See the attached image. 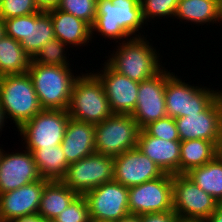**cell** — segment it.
<instances>
[{"label": "cell", "mask_w": 222, "mask_h": 222, "mask_svg": "<svg viewBox=\"0 0 222 222\" xmlns=\"http://www.w3.org/2000/svg\"><path fill=\"white\" fill-rule=\"evenodd\" d=\"M144 25L147 26L142 17L139 0H97L91 35L92 39L98 34L117 44L132 37L145 36V31L144 35L140 32L145 29Z\"/></svg>", "instance_id": "1"}, {"label": "cell", "mask_w": 222, "mask_h": 222, "mask_svg": "<svg viewBox=\"0 0 222 222\" xmlns=\"http://www.w3.org/2000/svg\"><path fill=\"white\" fill-rule=\"evenodd\" d=\"M147 36L132 37L116 44L113 46L114 50L108 52V57L105 56L108 58L105 62L117 73L131 80L142 82L152 78L165 67L166 62L162 64L161 53L159 50L157 52Z\"/></svg>", "instance_id": "2"}, {"label": "cell", "mask_w": 222, "mask_h": 222, "mask_svg": "<svg viewBox=\"0 0 222 222\" xmlns=\"http://www.w3.org/2000/svg\"><path fill=\"white\" fill-rule=\"evenodd\" d=\"M27 73L42 109L67 111L73 84L79 76L74 75L71 66L43 65L32 60Z\"/></svg>", "instance_id": "3"}, {"label": "cell", "mask_w": 222, "mask_h": 222, "mask_svg": "<svg viewBox=\"0 0 222 222\" xmlns=\"http://www.w3.org/2000/svg\"><path fill=\"white\" fill-rule=\"evenodd\" d=\"M85 71L79 74L73 84L67 112L78 121L101 123L113 113L101 80L94 70Z\"/></svg>", "instance_id": "4"}, {"label": "cell", "mask_w": 222, "mask_h": 222, "mask_svg": "<svg viewBox=\"0 0 222 222\" xmlns=\"http://www.w3.org/2000/svg\"><path fill=\"white\" fill-rule=\"evenodd\" d=\"M0 104L17 129L42 110L28 73L0 76Z\"/></svg>", "instance_id": "5"}, {"label": "cell", "mask_w": 222, "mask_h": 222, "mask_svg": "<svg viewBox=\"0 0 222 222\" xmlns=\"http://www.w3.org/2000/svg\"><path fill=\"white\" fill-rule=\"evenodd\" d=\"M166 69L165 103L167 116L180 118L189 114L204 111L221 93L222 90L207 86H196L185 82L181 76ZM193 85V86H192Z\"/></svg>", "instance_id": "6"}, {"label": "cell", "mask_w": 222, "mask_h": 222, "mask_svg": "<svg viewBox=\"0 0 222 222\" xmlns=\"http://www.w3.org/2000/svg\"><path fill=\"white\" fill-rule=\"evenodd\" d=\"M141 128L130 114H112L95 124V152L117 157L137 147Z\"/></svg>", "instance_id": "7"}, {"label": "cell", "mask_w": 222, "mask_h": 222, "mask_svg": "<svg viewBox=\"0 0 222 222\" xmlns=\"http://www.w3.org/2000/svg\"><path fill=\"white\" fill-rule=\"evenodd\" d=\"M69 118L66 110L42 109L16 130L24 140L22 146L48 148L61 145Z\"/></svg>", "instance_id": "8"}, {"label": "cell", "mask_w": 222, "mask_h": 222, "mask_svg": "<svg viewBox=\"0 0 222 222\" xmlns=\"http://www.w3.org/2000/svg\"><path fill=\"white\" fill-rule=\"evenodd\" d=\"M173 210L181 221H205L219 202L186 174L172 175Z\"/></svg>", "instance_id": "9"}, {"label": "cell", "mask_w": 222, "mask_h": 222, "mask_svg": "<svg viewBox=\"0 0 222 222\" xmlns=\"http://www.w3.org/2000/svg\"><path fill=\"white\" fill-rule=\"evenodd\" d=\"M6 36L21 43L24 51L31 57L41 47L55 38L50 14L39 11L34 14L4 19Z\"/></svg>", "instance_id": "10"}, {"label": "cell", "mask_w": 222, "mask_h": 222, "mask_svg": "<svg viewBox=\"0 0 222 222\" xmlns=\"http://www.w3.org/2000/svg\"><path fill=\"white\" fill-rule=\"evenodd\" d=\"M114 179V158L97 152L70 163L61 180L78 195Z\"/></svg>", "instance_id": "11"}, {"label": "cell", "mask_w": 222, "mask_h": 222, "mask_svg": "<svg viewBox=\"0 0 222 222\" xmlns=\"http://www.w3.org/2000/svg\"><path fill=\"white\" fill-rule=\"evenodd\" d=\"M129 213L142 215L173 210L172 174L129 187Z\"/></svg>", "instance_id": "12"}, {"label": "cell", "mask_w": 222, "mask_h": 222, "mask_svg": "<svg viewBox=\"0 0 222 222\" xmlns=\"http://www.w3.org/2000/svg\"><path fill=\"white\" fill-rule=\"evenodd\" d=\"M128 191L112 180L85 193L90 220L117 222L129 215Z\"/></svg>", "instance_id": "13"}, {"label": "cell", "mask_w": 222, "mask_h": 222, "mask_svg": "<svg viewBox=\"0 0 222 222\" xmlns=\"http://www.w3.org/2000/svg\"><path fill=\"white\" fill-rule=\"evenodd\" d=\"M180 141L203 139L222 151V93L202 112L175 118Z\"/></svg>", "instance_id": "14"}, {"label": "cell", "mask_w": 222, "mask_h": 222, "mask_svg": "<svg viewBox=\"0 0 222 222\" xmlns=\"http://www.w3.org/2000/svg\"><path fill=\"white\" fill-rule=\"evenodd\" d=\"M166 68L152 78L139 82L136 108L131 114L143 129L149 123L167 116L165 103Z\"/></svg>", "instance_id": "15"}, {"label": "cell", "mask_w": 222, "mask_h": 222, "mask_svg": "<svg viewBox=\"0 0 222 222\" xmlns=\"http://www.w3.org/2000/svg\"><path fill=\"white\" fill-rule=\"evenodd\" d=\"M9 153L1 149L0 194L42 179L33 154L29 150Z\"/></svg>", "instance_id": "16"}, {"label": "cell", "mask_w": 222, "mask_h": 222, "mask_svg": "<svg viewBox=\"0 0 222 222\" xmlns=\"http://www.w3.org/2000/svg\"><path fill=\"white\" fill-rule=\"evenodd\" d=\"M95 74L101 80L113 114H132L138 99L139 82L113 70L106 62Z\"/></svg>", "instance_id": "17"}, {"label": "cell", "mask_w": 222, "mask_h": 222, "mask_svg": "<svg viewBox=\"0 0 222 222\" xmlns=\"http://www.w3.org/2000/svg\"><path fill=\"white\" fill-rule=\"evenodd\" d=\"M165 173L137 147L114 158V179L125 187L140 185Z\"/></svg>", "instance_id": "18"}, {"label": "cell", "mask_w": 222, "mask_h": 222, "mask_svg": "<svg viewBox=\"0 0 222 222\" xmlns=\"http://www.w3.org/2000/svg\"><path fill=\"white\" fill-rule=\"evenodd\" d=\"M48 180L40 179L0 194V222H14L38 213L41 196Z\"/></svg>", "instance_id": "19"}, {"label": "cell", "mask_w": 222, "mask_h": 222, "mask_svg": "<svg viewBox=\"0 0 222 222\" xmlns=\"http://www.w3.org/2000/svg\"><path fill=\"white\" fill-rule=\"evenodd\" d=\"M137 148L164 173L180 174L181 141L162 140L141 129Z\"/></svg>", "instance_id": "20"}, {"label": "cell", "mask_w": 222, "mask_h": 222, "mask_svg": "<svg viewBox=\"0 0 222 222\" xmlns=\"http://www.w3.org/2000/svg\"><path fill=\"white\" fill-rule=\"evenodd\" d=\"M61 146L69 164L95 153V124L70 117Z\"/></svg>", "instance_id": "21"}, {"label": "cell", "mask_w": 222, "mask_h": 222, "mask_svg": "<svg viewBox=\"0 0 222 222\" xmlns=\"http://www.w3.org/2000/svg\"><path fill=\"white\" fill-rule=\"evenodd\" d=\"M47 12L51 17L55 38L66 44L69 49L92 44L91 26L87 22L58 8Z\"/></svg>", "instance_id": "22"}, {"label": "cell", "mask_w": 222, "mask_h": 222, "mask_svg": "<svg viewBox=\"0 0 222 222\" xmlns=\"http://www.w3.org/2000/svg\"><path fill=\"white\" fill-rule=\"evenodd\" d=\"M197 26L221 25L222 0H179L174 19ZM184 21V22H183Z\"/></svg>", "instance_id": "23"}, {"label": "cell", "mask_w": 222, "mask_h": 222, "mask_svg": "<svg viewBox=\"0 0 222 222\" xmlns=\"http://www.w3.org/2000/svg\"><path fill=\"white\" fill-rule=\"evenodd\" d=\"M77 196L62 181H48L44 186L37 214L44 220H54Z\"/></svg>", "instance_id": "24"}, {"label": "cell", "mask_w": 222, "mask_h": 222, "mask_svg": "<svg viewBox=\"0 0 222 222\" xmlns=\"http://www.w3.org/2000/svg\"><path fill=\"white\" fill-rule=\"evenodd\" d=\"M34 157L42 179L48 181H61L70 165L64 155L62 146L48 148H25Z\"/></svg>", "instance_id": "25"}, {"label": "cell", "mask_w": 222, "mask_h": 222, "mask_svg": "<svg viewBox=\"0 0 222 222\" xmlns=\"http://www.w3.org/2000/svg\"><path fill=\"white\" fill-rule=\"evenodd\" d=\"M186 175L219 204H222V151L210 162L193 168Z\"/></svg>", "instance_id": "26"}, {"label": "cell", "mask_w": 222, "mask_h": 222, "mask_svg": "<svg viewBox=\"0 0 222 222\" xmlns=\"http://www.w3.org/2000/svg\"><path fill=\"white\" fill-rule=\"evenodd\" d=\"M221 150L211 141L203 139L181 142L180 174L210 162Z\"/></svg>", "instance_id": "27"}, {"label": "cell", "mask_w": 222, "mask_h": 222, "mask_svg": "<svg viewBox=\"0 0 222 222\" xmlns=\"http://www.w3.org/2000/svg\"><path fill=\"white\" fill-rule=\"evenodd\" d=\"M31 61L20 42L6 35L0 39V76L27 73Z\"/></svg>", "instance_id": "28"}, {"label": "cell", "mask_w": 222, "mask_h": 222, "mask_svg": "<svg viewBox=\"0 0 222 222\" xmlns=\"http://www.w3.org/2000/svg\"><path fill=\"white\" fill-rule=\"evenodd\" d=\"M69 47L62 43L58 38H53L46 42L40 51L32 59L37 64L51 65V66H72L68 59ZM66 49V50H65ZM68 52V55H67Z\"/></svg>", "instance_id": "29"}, {"label": "cell", "mask_w": 222, "mask_h": 222, "mask_svg": "<svg viewBox=\"0 0 222 222\" xmlns=\"http://www.w3.org/2000/svg\"><path fill=\"white\" fill-rule=\"evenodd\" d=\"M179 0H139L144 22L152 23L156 19H174ZM157 17V18H156ZM153 20V21H152Z\"/></svg>", "instance_id": "30"}, {"label": "cell", "mask_w": 222, "mask_h": 222, "mask_svg": "<svg viewBox=\"0 0 222 222\" xmlns=\"http://www.w3.org/2000/svg\"><path fill=\"white\" fill-rule=\"evenodd\" d=\"M57 8L92 26L96 17L97 0H61Z\"/></svg>", "instance_id": "31"}, {"label": "cell", "mask_w": 222, "mask_h": 222, "mask_svg": "<svg viewBox=\"0 0 222 222\" xmlns=\"http://www.w3.org/2000/svg\"><path fill=\"white\" fill-rule=\"evenodd\" d=\"M55 222H90L88 205L83 195H78L71 204L55 217Z\"/></svg>", "instance_id": "32"}, {"label": "cell", "mask_w": 222, "mask_h": 222, "mask_svg": "<svg viewBox=\"0 0 222 222\" xmlns=\"http://www.w3.org/2000/svg\"><path fill=\"white\" fill-rule=\"evenodd\" d=\"M150 136L166 141H180L175 118L166 116L143 128Z\"/></svg>", "instance_id": "33"}, {"label": "cell", "mask_w": 222, "mask_h": 222, "mask_svg": "<svg viewBox=\"0 0 222 222\" xmlns=\"http://www.w3.org/2000/svg\"><path fill=\"white\" fill-rule=\"evenodd\" d=\"M34 0H3L0 5V17L9 19L39 12Z\"/></svg>", "instance_id": "34"}, {"label": "cell", "mask_w": 222, "mask_h": 222, "mask_svg": "<svg viewBox=\"0 0 222 222\" xmlns=\"http://www.w3.org/2000/svg\"><path fill=\"white\" fill-rule=\"evenodd\" d=\"M141 222H180L178 215L174 210L160 212V213H147L140 215Z\"/></svg>", "instance_id": "35"}, {"label": "cell", "mask_w": 222, "mask_h": 222, "mask_svg": "<svg viewBox=\"0 0 222 222\" xmlns=\"http://www.w3.org/2000/svg\"><path fill=\"white\" fill-rule=\"evenodd\" d=\"M41 11H48L57 8L61 0H34Z\"/></svg>", "instance_id": "36"}, {"label": "cell", "mask_w": 222, "mask_h": 222, "mask_svg": "<svg viewBox=\"0 0 222 222\" xmlns=\"http://www.w3.org/2000/svg\"><path fill=\"white\" fill-rule=\"evenodd\" d=\"M204 222H222V204H219Z\"/></svg>", "instance_id": "37"}, {"label": "cell", "mask_w": 222, "mask_h": 222, "mask_svg": "<svg viewBox=\"0 0 222 222\" xmlns=\"http://www.w3.org/2000/svg\"><path fill=\"white\" fill-rule=\"evenodd\" d=\"M14 222H44V219L38 214L17 218Z\"/></svg>", "instance_id": "38"}, {"label": "cell", "mask_w": 222, "mask_h": 222, "mask_svg": "<svg viewBox=\"0 0 222 222\" xmlns=\"http://www.w3.org/2000/svg\"><path fill=\"white\" fill-rule=\"evenodd\" d=\"M117 222H141V221L139 215L129 214Z\"/></svg>", "instance_id": "39"}, {"label": "cell", "mask_w": 222, "mask_h": 222, "mask_svg": "<svg viewBox=\"0 0 222 222\" xmlns=\"http://www.w3.org/2000/svg\"><path fill=\"white\" fill-rule=\"evenodd\" d=\"M6 117H5V114H4V111L2 109V106L0 104V133L3 131L4 127H5V123H8L6 121ZM2 134H0V137H1Z\"/></svg>", "instance_id": "40"}, {"label": "cell", "mask_w": 222, "mask_h": 222, "mask_svg": "<svg viewBox=\"0 0 222 222\" xmlns=\"http://www.w3.org/2000/svg\"><path fill=\"white\" fill-rule=\"evenodd\" d=\"M6 35L4 20L0 17V39Z\"/></svg>", "instance_id": "41"}, {"label": "cell", "mask_w": 222, "mask_h": 222, "mask_svg": "<svg viewBox=\"0 0 222 222\" xmlns=\"http://www.w3.org/2000/svg\"><path fill=\"white\" fill-rule=\"evenodd\" d=\"M90 222H114V221H98V220H91Z\"/></svg>", "instance_id": "42"}, {"label": "cell", "mask_w": 222, "mask_h": 222, "mask_svg": "<svg viewBox=\"0 0 222 222\" xmlns=\"http://www.w3.org/2000/svg\"><path fill=\"white\" fill-rule=\"evenodd\" d=\"M180 222H204V221H180Z\"/></svg>", "instance_id": "43"}, {"label": "cell", "mask_w": 222, "mask_h": 222, "mask_svg": "<svg viewBox=\"0 0 222 222\" xmlns=\"http://www.w3.org/2000/svg\"><path fill=\"white\" fill-rule=\"evenodd\" d=\"M44 222H55L54 220H44Z\"/></svg>", "instance_id": "44"}]
</instances>
